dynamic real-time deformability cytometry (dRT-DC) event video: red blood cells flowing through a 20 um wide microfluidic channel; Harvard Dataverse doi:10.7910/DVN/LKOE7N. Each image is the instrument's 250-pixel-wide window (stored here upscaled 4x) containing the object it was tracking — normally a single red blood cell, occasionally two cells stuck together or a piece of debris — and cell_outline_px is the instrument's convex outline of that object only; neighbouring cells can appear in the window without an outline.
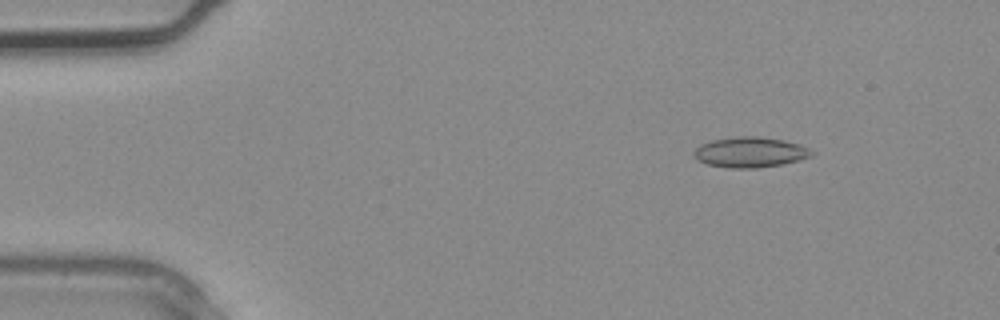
{"species": "common noctule bat (a hibernating species)", "species_latin": "Nyctalus noctula", "temperature_condition": "warm", "stored_images_in_passage": 4, "segment_of_instrument_passage": [1, 2], "camera_frame_rate_fps": 3000, "um_per_image_px": 0.085, "animal": {"sex": "male", "body_mass_g": 20.4}, "frame": {"image": 1, "passage_image": 2, "time_ms": 0.333, "image_size_px": [1000, 320], "cell_outline_px": [[812, 156], [800, 160], [780, 164], [756, 168], [732, 168], [708, 164], [700, 160], [696, 156], [696, 148], [700, 144], [712, 140], [736, 136], [760, 136], [784, 140], [800, 144], [808, 148], [812, 152]], "centroid_in_image_um": [63.8, 12.92], "position_along_channel_um": 21.2, "area_um2": 20.58}}